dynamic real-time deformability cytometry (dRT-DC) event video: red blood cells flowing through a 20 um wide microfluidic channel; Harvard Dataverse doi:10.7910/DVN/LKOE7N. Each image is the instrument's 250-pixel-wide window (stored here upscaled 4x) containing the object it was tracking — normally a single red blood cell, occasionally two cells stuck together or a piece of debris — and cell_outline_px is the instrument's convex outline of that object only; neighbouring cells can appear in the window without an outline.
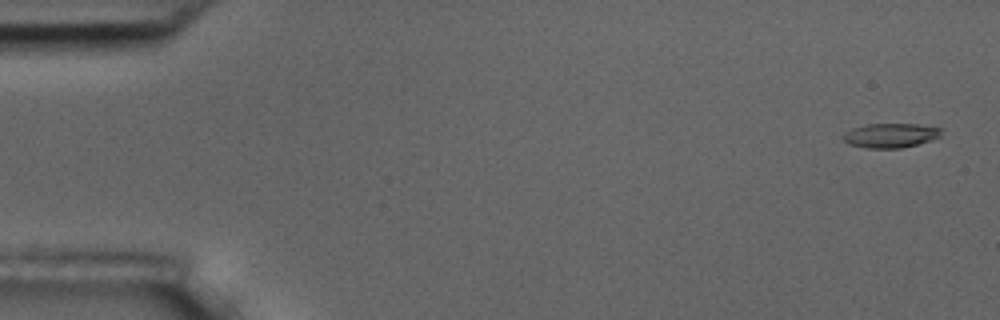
{"species": "common noctule bat (a hibernating species)", "species_latin": "Nyctalus noctula", "temperature_condition": "room temperature", "stored_images_in_passage": 5, "camera_frame_rate_fps": 3000, "um_per_image_px": 0.085, "animal": {"sex": "male", "body_mass_g": 17.5, "forearm_length_mm": 52.3}, "frame": {"image": 1, "passage_image": 1, "time_ms": 0.0, "image_size_px": [1000, 320], "cell_outline_px": [[944, 128], [940, 136], [932, 140], [900, 148], [868, 148], [848, 144], [844, 140], [844, 132], [852, 128], [864, 124], [916, 124]], "centroid_in_image_um": [75.71, 11.5], "position_along_channel_um": 9.3, "area_um2": 13.99}}
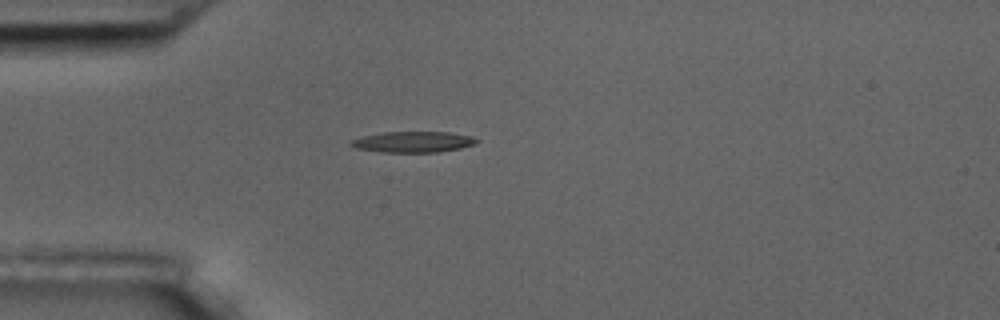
{"frame": {"image": 2, "passage_image": 4, "time_ms": 4.667, "image_size_px": [1000, 320], "cell_outline_px": [[480, 140], [476, 144], [460, 148], [436, 152], [380, 152], [356, 148], [348, 144], [348, 140], [360, 136], [380, 132], [448, 132], [472, 136]], "centroid_in_image_um": [35.06, 12.05], "position_along_channel_um": 49.9, "area_um2": 15.55}}